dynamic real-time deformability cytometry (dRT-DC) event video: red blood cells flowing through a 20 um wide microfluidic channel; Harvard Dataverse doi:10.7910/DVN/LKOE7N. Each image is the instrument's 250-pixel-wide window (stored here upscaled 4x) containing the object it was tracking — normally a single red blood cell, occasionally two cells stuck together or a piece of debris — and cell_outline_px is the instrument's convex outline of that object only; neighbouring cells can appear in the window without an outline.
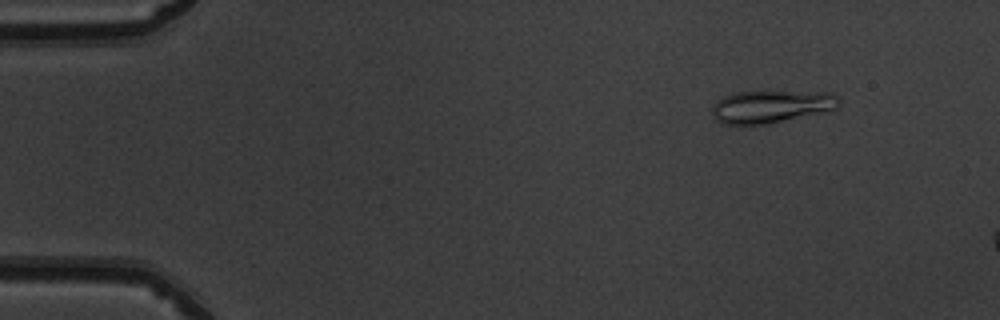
{"species": "common noctule bat (a hibernating species)", "species_latin": "Nyctalus noctula", "temperature_condition": "warm", "stored_images_in_passage": 13, "camera_frame_rate_fps": 3000, "um_per_image_px": 0.085, "animal": {"sex": "male", "body_mass_g": 19.5, "forearm_length_mm": 54.6}, "frame": {"image": 1, "passage_image": 6, "time_ms": 1.667, "image_size_px": [1000, 320], "cell_outline_px": [[840, 104], [836, 108], [768, 124], [720, 124], [712, 116], [712, 108], [716, 100], [724, 96], [736, 92], [832, 92], [840, 96]], "centroid_in_image_um": [65.53, 9.05], "position_along_channel_um": 19.5, "area_um2": 23.93}}